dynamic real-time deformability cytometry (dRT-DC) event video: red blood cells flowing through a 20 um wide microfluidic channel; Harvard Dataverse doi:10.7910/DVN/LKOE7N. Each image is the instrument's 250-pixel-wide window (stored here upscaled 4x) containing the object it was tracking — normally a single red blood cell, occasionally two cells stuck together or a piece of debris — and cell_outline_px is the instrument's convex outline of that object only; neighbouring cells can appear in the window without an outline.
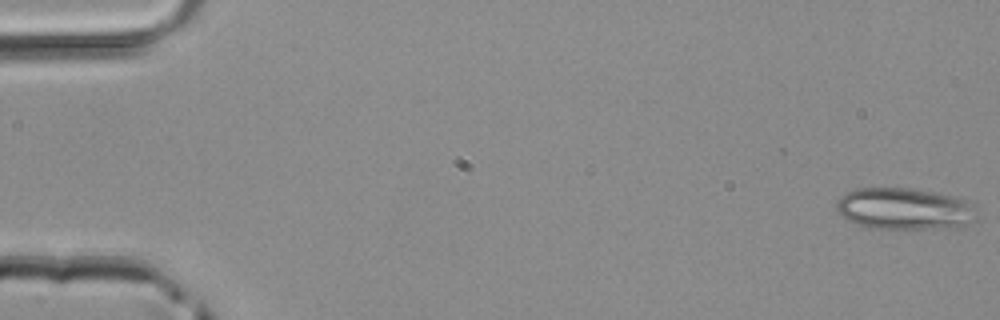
{"species": "common noctule bat (a hibernating species)", "species_latin": "Nyctalus noctula", "temperature_condition": "room temperature", "stored_images_in_passage": 5, "camera_frame_rate_fps": 3000, "um_per_image_px": 0.085, "animal": {"sex": "male", "body_mass_g": 20.4}, "frame": {"image": 1, "passage_image": 1, "time_ms": 0.0, "image_size_px": [1000, 320], "cell_outline_px": [[976, 220], [968, 224], [924, 228], [868, 228], [856, 224], [848, 220], [836, 208], [836, 200], [844, 192], [856, 188], [908, 188], [936, 192], [956, 196], [972, 204]], "centroid_in_image_um": [76.81, 17.72], "position_along_channel_um": 8.2, "area_um2": 33.76}}